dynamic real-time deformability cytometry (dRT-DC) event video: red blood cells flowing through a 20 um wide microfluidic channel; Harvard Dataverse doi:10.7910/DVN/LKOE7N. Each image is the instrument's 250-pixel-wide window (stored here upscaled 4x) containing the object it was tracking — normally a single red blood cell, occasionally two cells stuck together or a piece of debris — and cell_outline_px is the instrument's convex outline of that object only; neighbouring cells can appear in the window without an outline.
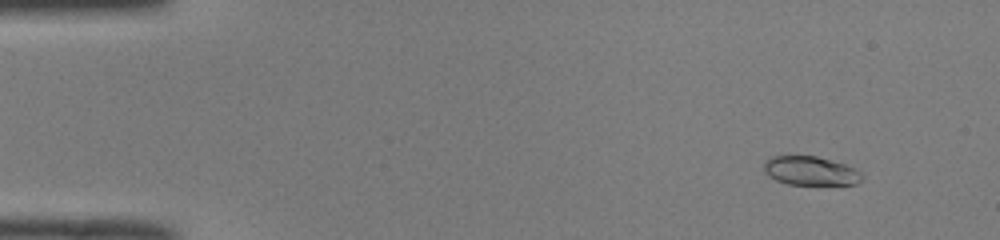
{"species": "common noctule bat (a hibernating species)", "species_latin": "Nyctalus noctula", "temperature_condition": "room temperature", "stored_images_in_passage": 46, "camera_frame_rate_fps": 3000, "um_per_image_px": 0.085, "animal": {"sex": "male", "body_mass_g": 19.0, "forearm_length_mm": 50.8}, "frame": {"image": 1, "passage_image": 1, "time_ms": 0.0, "image_size_px": [1000, 240], "cell_outline_px": [[864, 176], [856, 184], [788, 184], [776, 180], [768, 176], [764, 172], [764, 160], [768, 156], [816, 156], [844, 164], [856, 168]], "centroid_in_image_um": [68.86, 14.51], "position_along_channel_um": 16.1, "area_um2": 16.53}}
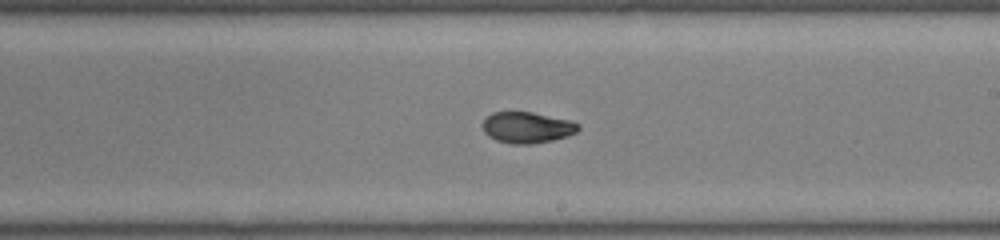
{"frame": {"image": 2, "passage_image": 26, "time_ms": 8.333, "image_size_px": [1000, 240], "cell_outline_px": [[580, 128], [576, 132], [568, 136], [552, 140], [532, 144], [512, 144], [496, 140], [488, 136], [484, 132], [484, 120], [492, 112], [532, 112], [568, 120], [580, 124]], "centroid_in_image_um": [44.81, 10.84], "position_along_channel_um": 244.2, "area_um2": 17.22}}
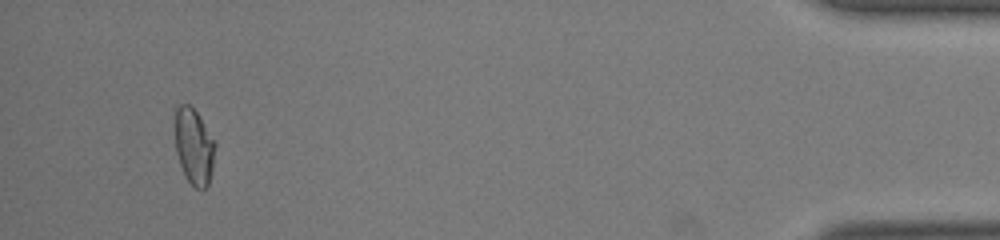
{"frame": {"image": 3, "passage_image": 44, "time_ms": 14.333, "image_size_px": [1000, 240], "cell_outline_px": [[216, 144], [212, 168], [208, 184], [204, 188], [196, 188], [184, 176], [176, 152], [176, 108], [180, 104], [188, 104], [196, 112]], "centroid_in_image_um": [16.48, 12.47], "position_along_channel_um": 418.7, "area_um2": 17.28}, "authors_computed_cell_mechanics": {"area_um2": 17.4267, "velocity_mm_per_s": 4.0803, "shape_relaxation_time_tau1_ms": 6.0901, "shape_relaxation_time_tau2_ms": 2.4569, "deformation_change_tau1": 0.1749, "deformation_change_tau2": 0.066}}